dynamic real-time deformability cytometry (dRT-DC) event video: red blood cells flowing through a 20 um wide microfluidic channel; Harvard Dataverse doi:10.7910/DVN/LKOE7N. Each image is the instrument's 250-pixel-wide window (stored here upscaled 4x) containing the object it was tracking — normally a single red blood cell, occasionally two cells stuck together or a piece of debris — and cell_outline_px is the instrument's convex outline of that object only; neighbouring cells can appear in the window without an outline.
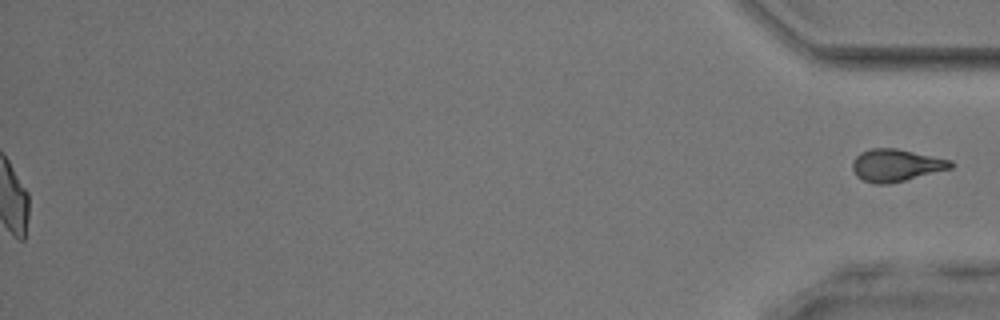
{"species": "common noctule bat (a hibernating species)", "species_latin": "Nyctalus noctula", "temperature_condition": "room temperature", "stored_images_in_passage": 52, "segment_of_instrument_passage": [2, 2], "camera_frame_rate_fps": 3000, "um_per_image_px": 0.085, "animal": {"sex": "male", "body_mass_g": 17.9, "forearm_length_mm": 54.2}, "frame": {"image": 1, "passage_image": 52, "time_ms": 17.0, "image_size_px": [1000, 320], "cell_outline_px": [[952, 168], [888, 184], [876, 184], [864, 180], [856, 176], [852, 168], [852, 160], [860, 152], [872, 148], [896, 148], [952, 160]], "centroid_in_image_um": [76.13, 14.04], "position_along_channel_um": 359.1, "area_um2": 18.38}}